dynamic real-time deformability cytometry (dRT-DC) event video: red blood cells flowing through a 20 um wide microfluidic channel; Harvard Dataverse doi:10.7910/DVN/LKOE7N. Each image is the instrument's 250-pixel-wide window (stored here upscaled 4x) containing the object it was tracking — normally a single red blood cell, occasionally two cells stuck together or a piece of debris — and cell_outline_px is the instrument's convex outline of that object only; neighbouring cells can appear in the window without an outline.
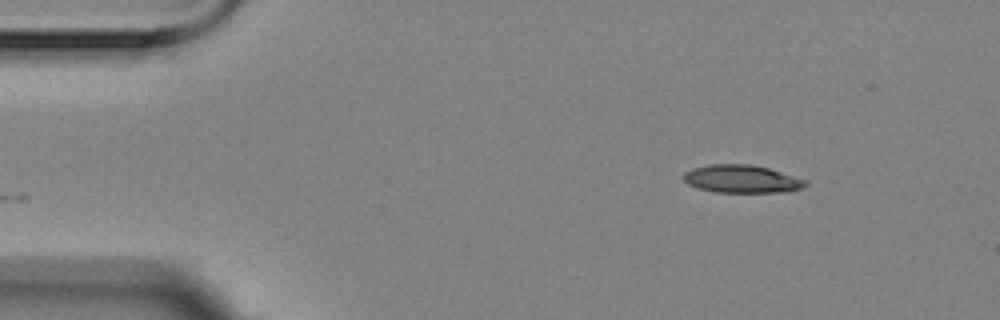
{"species": "Egyptian fruit bat (a non-hibernating species)", "species_latin": "Rousettus aegyptiacus", "temperature_condition": "room temperature", "stored_images_in_passage": 8, "camera_frame_rate_fps": 3000, "um_per_image_px": 0.085, "animal": {"sex": "female"}, "frame": {"image": 1, "passage_image": 1, "time_ms": 0.0, "image_size_px": [1000, 320], "cell_outline_px": [[808, 184], [804, 188], [788, 192], [716, 192], [700, 188], [688, 184], [684, 180], [684, 172], [692, 168], [708, 164], [752, 164], [768, 168], [808, 180]], "centroid_in_image_um": [63.1, 15.21], "position_along_channel_um": 21.9, "area_um2": 19.94}}